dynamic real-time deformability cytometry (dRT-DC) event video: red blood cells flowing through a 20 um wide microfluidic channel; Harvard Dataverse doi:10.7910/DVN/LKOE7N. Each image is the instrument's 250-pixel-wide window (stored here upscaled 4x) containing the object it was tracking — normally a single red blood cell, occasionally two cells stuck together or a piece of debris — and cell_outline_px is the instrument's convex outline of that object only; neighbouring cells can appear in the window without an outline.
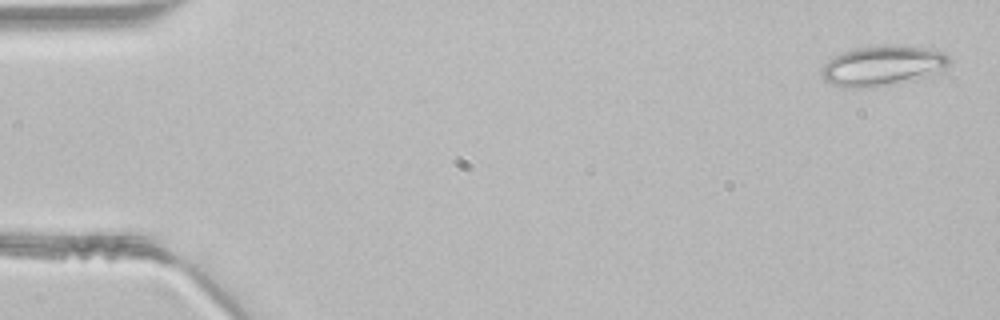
{"species": "common noctule bat (a hibernating species)", "species_latin": "Nyctalus noctula", "temperature_condition": "room temperature", "stored_images_in_passage": 47, "camera_frame_rate_fps": 3000, "um_per_image_px": 0.085, "animal": {"sex": "male", "body_mass_g": 21.5, "forearm_length_mm": 52.0}, "frame": {"image": 1, "passage_image": 2, "time_ms": 0.333, "image_size_px": [1000, 320], "cell_outline_px": [[952, 60], [944, 72], [916, 80], [872, 88], [844, 88], [828, 84], [820, 76], [820, 72], [824, 64], [828, 60], [840, 52], [856, 48], [888, 44], [924, 48], [940, 52], [948, 56]], "centroid_in_image_um": [75.01, 5.62], "position_along_channel_um": 10.0, "area_um2": 30.69}}
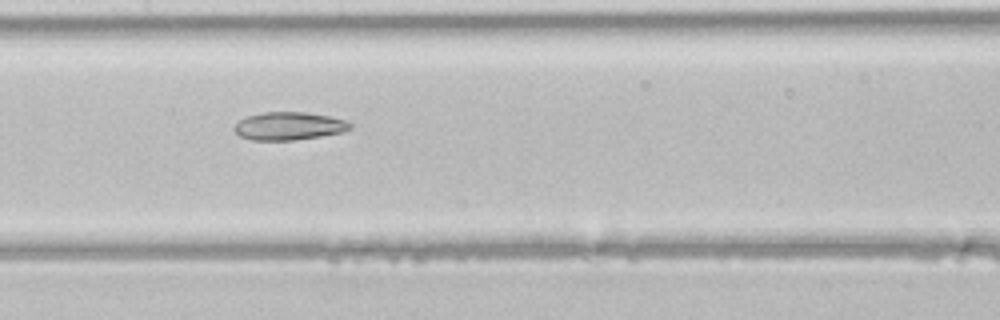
{"frame": {"image": 2, "passage_image": 23, "time_ms": 7.333, "image_size_px": [1000, 320], "cell_outline_px": [[352, 128], [344, 132], [320, 136], [292, 140], [252, 140], [240, 136], [232, 128], [244, 116], [264, 112], [308, 112], [348, 120], [352, 124]], "centroid_in_image_um": [24.57, 10.7], "position_along_channel_um": 182.8, "area_um2": 19.02}}
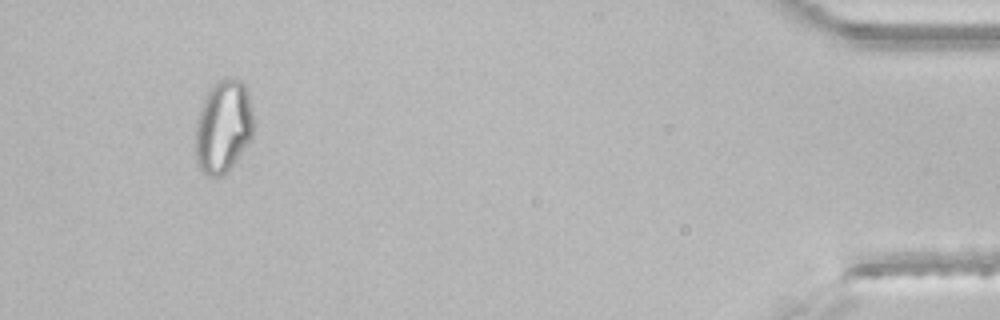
{"frame": {"image": 3, "passage_image": 44, "time_ms": 14.333, "image_size_px": [1000, 320], "cell_outline_px": [[256, 124], [252, 140], [228, 172], [224, 176], [208, 176], [200, 172], [196, 164], [196, 120], [200, 108], [212, 84], [216, 80], [224, 76], [228, 76], [240, 80], [244, 84], [248, 92]], "centroid_in_image_um": [19.01, 10.77], "position_along_channel_um": 416.2, "area_um2": 32.54}}